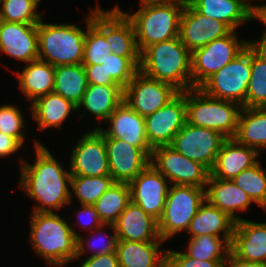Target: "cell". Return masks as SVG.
I'll return each mask as SVG.
<instances>
[{"mask_svg":"<svg viewBox=\"0 0 266 267\" xmlns=\"http://www.w3.org/2000/svg\"><path fill=\"white\" fill-rule=\"evenodd\" d=\"M119 241H163L158 221L130 201L113 223Z\"/></svg>","mask_w":266,"mask_h":267,"instance_id":"obj_22","label":"cell"},{"mask_svg":"<svg viewBox=\"0 0 266 267\" xmlns=\"http://www.w3.org/2000/svg\"><path fill=\"white\" fill-rule=\"evenodd\" d=\"M91 23L109 40L110 50L121 57H140L131 21L124 13L104 10L99 5L91 10Z\"/></svg>","mask_w":266,"mask_h":267,"instance_id":"obj_14","label":"cell"},{"mask_svg":"<svg viewBox=\"0 0 266 267\" xmlns=\"http://www.w3.org/2000/svg\"><path fill=\"white\" fill-rule=\"evenodd\" d=\"M124 101V88L119 84H88L77 110L94 115L100 121H107L111 113Z\"/></svg>","mask_w":266,"mask_h":267,"instance_id":"obj_29","label":"cell"},{"mask_svg":"<svg viewBox=\"0 0 266 267\" xmlns=\"http://www.w3.org/2000/svg\"><path fill=\"white\" fill-rule=\"evenodd\" d=\"M187 123L213 129L226 138H234L242 106L211 97L199 88L185 91Z\"/></svg>","mask_w":266,"mask_h":267,"instance_id":"obj_6","label":"cell"},{"mask_svg":"<svg viewBox=\"0 0 266 267\" xmlns=\"http://www.w3.org/2000/svg\"><path fill=\"white\" fill-rule=\"evenodd\" d=\"M139 71L147 77L173 85L180 92L194 88L191 52L180 36L146 47L140 53Z\"/></svg>","mask_w":266,"mask_h":267,"instance_id":"obj_3","label":"cell"},{"mask_svg":"<svg viewBox=\"0 0 266 267\" xmlns=\"http://www.w3.org/2000/svg\"><path fill=\"white\" fill-rule=\"evenodd\" d=\"M205 200V189L203 188L171 185L163 213L158 220L160 238L166 242L176 233L186 232Z\"/></svg>","mask_w":266,"mask_h":267,"instance_id":"obj_8","label":"cell"},{"mask_svg":"<svg viewBox=\"0 0 266 267\" xmlns=\"http://www.w3.org/2000/svg\"><path fill=\"white\" fill-rule=\"evenodd\" d=\"M179 93L173 85L138 71L124 88V101L132 110L146 117L168 104Z\"/></svg>","mask_w":266,"mask_h":267,"instance_id":"obj_12","label":"cell"},{"mask_svg":"<svg viewBox=\"0 0 266 267\" xmlns=\"http://www.w3.org/2000/svg\"><path fill=\"white\" fill-rule=\"evenodd\" d=\"M231 252L241 260L266 264V222L237 221Z\"/></svg>","mask_w":266,"mask_h":267,"instance_id":"obj_21","label":"cell"},{"mask_svg":"<svg viewBox=\"0 0 266 267\" xmlns=\"http://www.w3.org/2000/svg\"><path fill=\"white\" fill-rule=\"evenodd\" d=\"M150 164L162 173L171 185L206 188L210 171L202 164L186 158L171 146L152 149Z\"/></svg>","mask_w":266,"mask_h":267,"instance_id":"obj_10","label":"cell"},{"mask_svg":"<svg viewBox=\"0 0 266 267\" xmlns=\"http://www.w3.org/2000/svg\"><path fill=\"white\" fill-rule=\"evenodd\" d=\"M180 1L188 3L190 0H180Z\"/></svg>","mask_w":266,"mask_h":267,"instance_id":"obj_51","label":"cell"},{"mask_svg":"<svg viewBox=\"0 0 266 267\" xmlns=\"http://www.w3.org/2000/svg\"><path fill=\"white\" fill-rule=\"evenodd\" d=\"M186 246L184 253L200 261H228L231 252V244L225 238L212 235L189 238Z\"/></svg>","mask_w":266,"mask_h":267,"instance_id":"obj_35","label":"cell"},{"mask_svg":"<svg viewBox=\"0 0 266 267\" xmlns=\"http://www.w3.org/2000/svg\"><path fill=\"white\" fill-rule=\"evenodd\" d=\"M0 52L21 63L38 59V24L0 20Z\"/></svg>","mask_w":266,"mask_h":267,"instance_id":"obj_19","label":"cell"},{"mask_svg":"<svg viewBox=\"0 0 266 267\" xmlns=\"http://www.w3.org/2000/svg\"><path fill=\"white\" fill-rule=\"evenodd\" d=\"M87 77L82 64L55 67L53 92L78 106L87 89Z\"/></svg>","mask_w":266,"mask_h":267,"instance_id":"obj_32","label":"cell"},{"mask_svg":"<svg viewBox=\"0 0 266 267\" xmlns=\"http://www.w3.org/2000/svg\"><path fill=\"white\" fill-rule=\"evenodd\" d=\"M198 13L225 23L231 30L250 20L251 4L247 0H190Z\"/></svg>","mask_w":266,"mask_h":267,"instance_id":"obj_27","label":"cell"},{"mask_svg":"<svg viewBox=\"0 0 266 267\" xmlns=\"http://www.w3.org/2000/svg\"><path fill=\"white\" fill-rule=\"evenodd\" d=\"M250 20L262 22L265 26L258 40H250L249 44L266 48V4H251ZM255 41V42H254Z\"/></svg>","mask_w":266,"mask_h":267,"instance_id":"obj_46","label":"cell"},{"mask_svg":"<svg viewBox=\"0 0 266 267\" xmlns=\"http://www.w3.org/2000/svg\"><path fill=\"white\" fill-rule=\"evenodd\" d=\"M87 33L85 36L82 65L102 64L112 53L109 40H105L104 35L91 23L90 14L86 15Z\"/></svg>","mask_w":266,"mask_h":267,"instance_id":"obj_40","label":"cell"},{"mask_svg":"<svg viewBox=\"0 0 266 267\" xmlns=\"http://www.w3.org/2000/svg\"><path fill=\"white\" fill-rule=\"evenodd\" d=\"M104 139L110 176L115 182L129 184L150 164V158L140 148L121 139Z\"/></svg>","mask_w":266,"mask_h":267,"instance_id":"obj_18","label":"cell"},{"mask_svg":"<svg viewBox=\"0 0 266 267\" xmlns=\"http://www.w3.org/2000/svg\"><path fill=\"white\" fill-rule=\"evenodd\" d=\"M34 141V164L20 158L21 174L18 187L35 201L33 212H58L65 205L71 204L70 170H65L39 139Z\"/></svg>","mask_w":266,"mask_h":267,"instance_id":"obj_1","label":"cell"},{"mask_svg":"<svg viewBox=\"0 0 266 267\" xmlns=\"http://www.w3.org/2000/svg\"><path fill=\"white\" fill-rule=\"evenodd\" d=\"M236 30L191 53L192 86L198 88L207 78L231 62L248 45Z\"/></svg>","mask_w":266,"mask_h":267,"instance_id":"obj_9","label":"cell"},{"mask_svg":"<svg viewBox=\"0 0 266 267\" xmlns=\"http://www.w3.org/2000/svg\"><path fill=\"white\" fill-rule=\"evenodd\" d=\"M106 122L107 130L99 128L104 137L126 141L151 157L152 148L146 138L144 117L132 110L125 101L111 113Z\"/></svg>","mask_w":266,"mask_h":267,"instance_id":"obj_20","label":"cell"},{"mask_svg":"<svg viewBox=\"0 0 266 267\" xmlns=\"http://www.w3.org/2000/svg\"><path fill=\"white\" fill-rule=\"evenodd\" d=\"M226 139L216 130L197 127L186 122L169 146L211 171Z\"/></svg>","mask_w":266,"mask_h":267,"instance_id":"obj_11","label":"cell"},{"mask_svg":"<svg viewBox=\"0 0 266 267\" xmlns=\"http://www.w3.org/2000/svg\"><path fill=\"white\" fill-rule=\"evenodd\" d=\"M166 250V267H228V261H200L182 251Z\"/></svg>","mask_w":266,"mask_h":267,"instance_id":"obj_43","label":"cell"},{"mask_svg":"<svg viewBox=\"0 0 266 267\" xmlns=\"http://www.w3.org/2000/svg\"><path fill=\"white\" fill-rule=\"evenodd\" d=\"M130 201L129 184L115 182L93 206L103 224H113Z\"/></svg>","mask_w":266,"mask_h":267,"instance_id":"obj_34","label":"cell"},{"mask_svg":"<svg viewBox=\"0 0 266 267\" xmlns=\"http://www.w3.org/2000/svg\"><path fill=\"white\" fill-rule=\"evenodd\" d=\"M77 140L69 159L71 176L110 175L105 139L99 127L88 130Z\"/></svg>","mask_w":266,"mask_h":267,"instance_id":"obj_13","label":"cell"},{"mask_svg":"<svg viewBox=\"0 0 266 267\" xmlns=\"http://www.w3.org/2000/svg\"><path fill=\"white\" fill-rule=\"evenodd\" d=\"M260 153L251 147L227 138L221 146L210 175L221 180H232L244 169L255 165Z\"/></svg>","mask_w":266,"mask_h":267,"instance_id":"obj_23","label":"cell"},{"mask_svg":"<svg viewBox=\"0 0 266 267\" xmlns=\"http://www.w3.org/2000/svg\"><path fill=\"white\" fill-rule=\"evenodd\" d=\"M41 0H2L0 20L13 23L38 24L43 14L37 12Z\"/></svg>","mask_w":266,"mask_h":267,"instance_id":"obj_39","label":"cell"},{"mask_svg":"<svg viewBox=\"0 0 266 267\" xmlns=\"http://www.w3.org/2000/svg\"><path fill=\"white\" fill-rule=\"evenodd\" d=\"M26 65L21 72L14 70L13 73L19 79L21 93L33 103L36 99L53 92L55 66L39 59Z\"/></svg>","mask_w":266,"mask_h":267,"instance_id":"obj_28","label":"cell"},{"mask_svg":"<svg viewBox=\"0 0 266 267\" xmlns=\"http://www.w3.org/2000/svg\"><path fill=\"white\" fill-rule=\"evenodd\" d=\"M169 1L173 0H141L140 5L145 3H158V2H169Z\"/></svg>","mask_w":266,"mask_h":267,"instance_id":"obj_50","label":"cell"},{"mask_svg":"<svg viewBox=\"0 0 266 267\" xmlns=\"http://www.w3.org/2000/svg\"><path fill=\"white\" fill-rule=\"evenodd\" d=\"M250 76L251 44L231 62L207 78L198 88L211 97L235 102L245 108Z\"/></svg>","mask_w":266,"mask_h":267,"instance_id":"obj_7","label":"cell"},{"mask_svg":"<svg viewBox=\"0 0 266 267\" xmlns=\"http://www.w3.org/2000/svg\"><path fill=\"white\" fill-rule=\"evenodd\" d=\"M260 160L250 168L244 169L232 181L241 188L262 210H266V170Z\"/></svg>","mask_w":266,"mask_h":267,"instance_id":"obj_37","label":"cell"},{"mask_svg":"<svg viewBox=\"0 0 266 267\" xmlns=\"http://www.w3.org/2000/svg\"><path fill=\"white\" fill-rule=\"evenodd\" d=\"M168 183V179L149 164L129 183L131 201L158 221L170 188Z\"/></svg>","mask_w":266,"mask_h":267,"instance_id":"obj_16","label":"cell"},{"mask_svg":"<svg viewBox=\"0 0 266 267\" xmlns=\"http://www.w3.org/2000/svg\"><path fill=\"white\" fill-rule=\"evenodd\" d=\"M87 29L75 24L38 23V59L52 66L82 64Z\"/></svg>","mask_w":266,"mask_h":267,"instance_id":"obj_5","label":"cell"},{"mask_svg":"<svg viewBox=\"0 0 266 267\" xmlns=\"http://www.w3.org/2000/svg\"><path fill=\"white\" fill-rule=\"evenodd\" d=\"M30 241L34 252L49 266L63 267L76 258V227L57 212H32Z\"/></svg>","mask_w":266,"mask_h":267,"instance_id":"obj_2","label":"cell"},{"mask_svg":"<svg viewBox=\"0 0 266 267\" xmlns=\"http://www.w3.org/2000/svg\"><path fill=\"white\" fill-rule=\"evenodd\" d=\"M144 120L146 138L152 149L170 145L187 122L185 91L153 114L144 117Z\"/></svg>","mask_w":266,"mask_h":267,"instance_id":"obj_15","label":"cell"},{"mask_svg":"<svg viewBox=\"0 0 266 267\" xmlns=\"http://www.w3.org/2000/svg\"><path fill=\"white\" fill-rule=\"evenodd\" d=\"M14 137L0 131V159L9 157L20 149H25Z\"/></svg>","mask_w":266,"mask_h":267,"instance_id":"obj_48","label":"cell"},{"mask_svg":"<svg viewBox=\"0 0 266 267\" xmlns=\"http://www.w3.org/2000/svg\"><path fill=\"white\" fill-rule=\"evenodd\" d=\"M114 183L115 181L110 175L98 177L71 176L70 203L74 199V194L79 205H94Z\"/></svg>","mask_w":266,"mask_h":267,"instance_id":"obj_36","label":"cell"},{"mask_svg":"<svg viewBox=\"0 0 266 267\" xmlns=\"http://www.w3.org/2000/svg\"><path fill=\"white\" fill-rule=\"evenodd\" d=\"M164 241H118L116 254L120 267H166Z\"/></svg>","mask_w":266,"mask_h":267,"instance_id":"obj_26","label":"cell"},{"mask_svg":"<svg viewBox=\"0 0 266 267\" xmlns=\"http://www.w3.org/2000/svg\"><path fill=\"white\" fill-rule=\"evenodd\" d=\"M18 107L12 104L0 105V131L14 137L25 147V119Z\"/></svg>","mask_w":266,"mask_h":267,"instance_id":"obj_42","label":"cell"},{"mask_svg":"<svg viewBox=\"0 0 266 267\" xmlns=\"http://www.w3.org/2000/svg\"><path fill=\"white\" fill-rule=\"evenodd\" d=\"M236 221L227 213L205 200L189 224L190 238L212 235L225 238L230 244L233 240Z\"/></svg>","mask_w":266,"mask_h":267,"instance_id":"obj_25","label":"cell"},{"mask_svg":"<svg viewBox=\"0 0 266 267\" xmlns=\"http://www.w3.org/2000/svg\"><path fill=\"white\" fill-rule=\"evenodd\" d=\"M140 57H121L113 52L102 63V67L113 80L125 88L139 71Z\"/></svg>","mask_w":266,"mask_h":267,"instance_id":"obj_41","label":"cell"},{"mask_svg":"<svg viewBox=\"0 0 266 267\" xmlns=\"http://www.w3.org/2000/svg\"><path fill=\"white\" fill-rule=\"evenodd\" d=\"M266 107V48L251 44V76L245 108Z\"/></svg>","mask_w":266,"mask_h":267,"instance_id":"obj_33","label":"cell"},{"mask_svg":"<svg viewBox=\"0 0 266 267\" xmlns=\"http://www.w3.org/2000/svg\"><path fill=\"white\" fill-rule=\"evenodd\" d=\"M30 104V112L39 131L52 127L61 129L71 112L78 111L76 105L55 92H50Z\"/></svg>","mask_w":266,"mask_h":267,"instance_id":"obj_30","label":"cell"},{"mask_svg":"<svg viewBox=\"0 0 266 267\" xmlns=\"http://www.w3.org/2000/svg\"><path fill=\"white\" fill-rule=\"evenodd\" d=\"M234 139L256 149L260 154L266 150V107H242Z\"/></svg>","mask_w":266,"mask_h":267,"instance_id":"obj_31","label":"cell"},{"mask_svg":"<svg viewBox=\"0 0 266 267\" xmlns=\"http://www.w3.org/2000/svg\"><path fill=\"white\" fill-rule=\"evenodd\" d=\"M185 2L173 0L169 2L141 4L135 13L121 10L115 6L113 11L124 13L131 21L136 34V42L140 53L148 46L171 40L180 34V19Z\"/></svg>","mask_w":266,"mask_h":267,"instance_id":"obj_4","label":"cell"},{"mask_svg":"<svg viewBox=\"0 0 266 267\" xmlns=\"http://www.w3.org/2000/svg\"><path fill=\"white\" fill-rule=\"evenodd\" d=\"M228 267H266V264L241 260L230 252L228 257Z\"/></svg>","mask_w":266,"mask_h":267,"instance_id":"obj_49","label":"cell"},{"mask_svg":"<svg viewBox=\"0 0 266 267\" xmlns=\"http://www.w3.org/2000/svg\"><path fill=\"white\" fill-rule=\"evenodd\" d=\"M80 209L77 215V225L86 231H93L94 229L100 227L103 222L99 219L98 213L96 212L93 205H80ZM84 219V220H83ZM86 220V221H85ZM80 222V223H79Z\"/></svg>","mask_w":266,"mask_h":267,"instance_id":"obj_44","label":"cell"},{"mask_svg":"<svg viewBox=\"0 0 266 267\" xmlns=\"http://www.w3.org/2000/svg\"><path fill=\"white\" fill-rule=\"evenodd\" d=\"M232 30L223 22L198 13L185 3L180 19V39L192 53L208 43L225 37Z\"/></svg>","mask_w":266,"mask_h":267,"instance_id":"obj_17","label":"cell"},{"mask_svg":"<svg viewBox=\"0 0 266 267\" xmlns=\"http://www.w3.org/2000/svg\"><path fill=\"white\" fill-rule=\"evenodd\" d=\"M205 199L227 213L236 222L242 219L236 212L244 213L254 203L232 180H221L211 175L206 184Z\"/></svg>","mask_w":266,"mask_h":267,"instance_id":"obj_24","label":"cell"},{"mask_svg":"<svg viewBox=\"0 0 266 267\" xmlns=\"http://www.w3.org/2000/svg\"><path fill=\"white\" fill-rule=\"evenodd\" d=\"M79 267H120L116 252L82 259Z\"/></svg>","mask_w":266,"mask_h":267,"instance_id":"obj_47","label":"cell"},{"mask_svg":"<svg viewBox=\"0 0 266 267\" xmlns=\"http://www.w3.org/2000/svg\"><path fill=\"white\" fill-rule=\"evenodd\" d=\"M106 226L109 229H111V231H113L111 235H109V233L104 231L106 229L105 228ZM91 232H92V235H91L92 237L90 236L87 239H85L81 235L77 237V253H76L75 260L80 259L81 256H85L84 254L87 255L89 252L88 250H91V254L89 252L87 257H93L97 255H103V254L116 252L117 244L119 240H118V236L115 232V228L113 224H102L100 227L94 229ZM98 240H99V243H98Z\"/></svg>","mask_w":266,"mask_h":267,"instance_id":"obj_38","label":"cell"},{"mask_svg":"<svg viewBox=\"0 0 266 267\" xmlns=\"http://www.w3.org/2000/svg\"><path fill=\"white\" fill-rule=\"evenodd\" d=\"M87 83L93 85H110V84H117L110 74H107L102 64H94V65H83Z\"/></svg>","mask_w":266,"mask_h":267,"instance_id":"obj_45","label":"cell"}]
</instances>
